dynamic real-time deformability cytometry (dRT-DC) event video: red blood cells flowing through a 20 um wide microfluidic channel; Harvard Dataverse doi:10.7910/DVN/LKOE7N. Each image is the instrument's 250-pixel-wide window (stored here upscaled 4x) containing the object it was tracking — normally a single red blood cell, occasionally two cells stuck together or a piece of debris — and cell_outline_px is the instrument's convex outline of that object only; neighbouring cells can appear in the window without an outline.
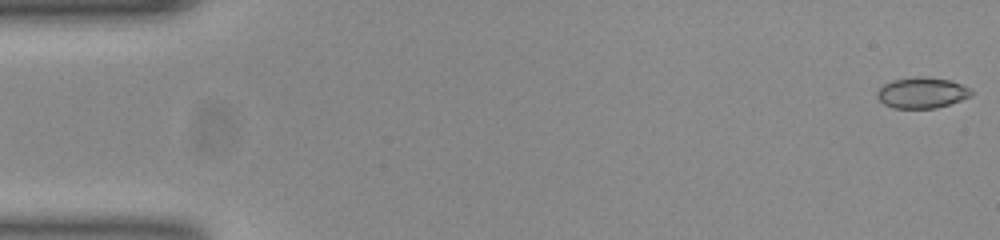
{"species": "common noctule bat (a hibernating species)", "species_latin": "Nyctalus noctula", "temperature_condition": "room temperature", "stored_images_in_passage": 53, "camera_frame_rate_fps": 3000, "um_per_image_px": 0.085, "animal": {"sex": "female", "body_mass_g": 23.0, "forearm_length_mm": 53.4}, "frame": {"image": 1, "passage_image": 1, "time_ms": 0.0, "image_size_px": [1000, 240], "cell_outline_px": [[972, 96], [936, 108], [892, 108], [884, 104], [876, 96], [876, 92], [884, 84], [892, 80], [916, 76], [948, 80], [960, 84], [968, 88], [972, 92]], "centroid_in_image_um": [78.32, 7.89], "position_along_channel_um": 6.7, "area_um2": 16.7}}
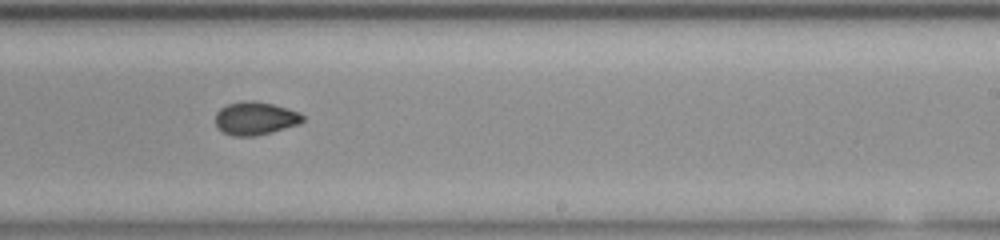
{"frame": {"image": 2, "passage_image": 32, "time_ms": 10.333, "image_size_px": [1000, 240], "cell_outline_px": [[304, 120], [300, 124], [272, 132], [256, 136], [232, 136], [224, 132], [216, 124], [216, 112], [220, 108], [228, 104], [244, 100], [256, 100], [288, 108], [300, 112], [304, 116]], "centroid_in_image_um": [21.73, 10.05], "position_along_channel_um": 267.3, "area_um2": 16.99}}
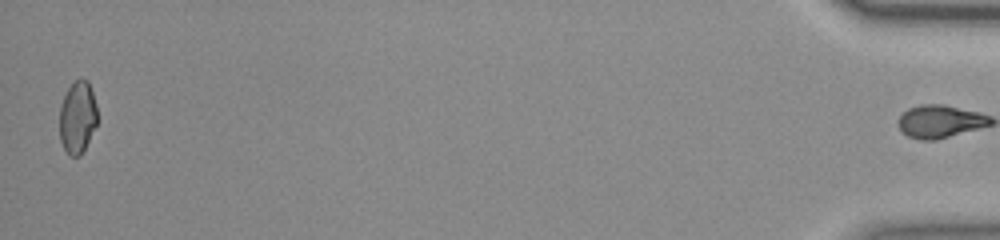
{"frame": {"image": 3, "passage_image": 52, "time_ms": 17.0, "image_size_px": [1000, 240], "cell_outline_px": [[96, 124], [80, 156], [68, 156], [60, 140], [60, 104], [68, 88], [80, 76], [88, 80], [96, 104]], "centroid_in_image_um": [6.57, 9.94], "position_along_channel_um": 428.6, "area_um2": 15.78}, "authors_computed_cell_mechanics": {"area_um2": 16.8198, "velocity_mm_per_s": 3.9023, "shape_relaxation_time_tau1_ms": null, "shape_relaxation_time_tau2_ms": 2.8863, "deformation_change_tau1": null, "deformation_change_tau2": 0.0647}}